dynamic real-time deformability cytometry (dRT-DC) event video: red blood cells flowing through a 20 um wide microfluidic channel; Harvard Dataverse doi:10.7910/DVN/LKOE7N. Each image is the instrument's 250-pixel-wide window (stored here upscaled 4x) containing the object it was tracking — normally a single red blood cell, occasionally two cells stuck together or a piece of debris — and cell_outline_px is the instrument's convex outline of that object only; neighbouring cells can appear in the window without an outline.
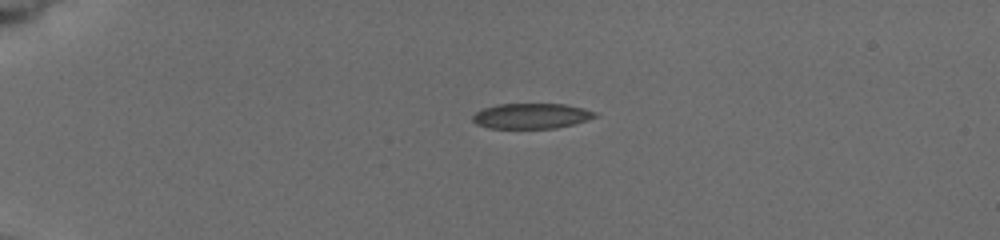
{"species": "common noctule bat (a hibernating species)", "species_latin": "Nyctalus noctula", "temperature_condition": "cold", "stored_images_in_passage": 4, "camera_frame_rate_fps": 3000, "um_per_image_px": 0.085, "animal": {"sex": "female", "body_mass_g": 19.5, "forearm_length_mm": 54.1}, "frame": {"image": 1, "passage_image": 1, "time_ms": 0.0, "image_size_px": [1000, 240], "cell_outline_px": [[596, 116], [588, 120], [556, 128], [488, 128], [476, 124], [472, 120], [472, 116], [476, 112], [484, 108], [496, 104], [564, 104], [596, 112]], "centroid_in_image_um": [45.12, 9.86], "position_along_channel_um": 39.9, "area_um2": 17.92}}
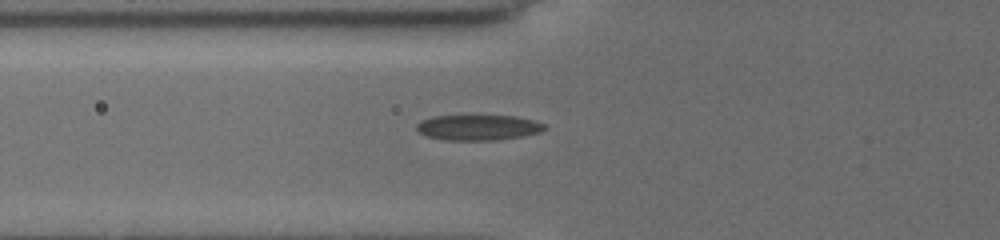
{"frame": {"image": 2, "passage_image": 4, "time_ms": 2.667, "image_size_px": [1000, 240], "cell_outline_px": [[544, 128], [540, 132], [520, 136], [496, 140], [444, 140], [428, 136], [420, 132], [416, 128], [416, 124], [420, 120], [432, 116], [516, 116], [536, 120], [544, 124]], "centroid_in_image_um": [40.62, 10.83], "position_along_channel_um": 85.2, "area_um2": 18.84}}